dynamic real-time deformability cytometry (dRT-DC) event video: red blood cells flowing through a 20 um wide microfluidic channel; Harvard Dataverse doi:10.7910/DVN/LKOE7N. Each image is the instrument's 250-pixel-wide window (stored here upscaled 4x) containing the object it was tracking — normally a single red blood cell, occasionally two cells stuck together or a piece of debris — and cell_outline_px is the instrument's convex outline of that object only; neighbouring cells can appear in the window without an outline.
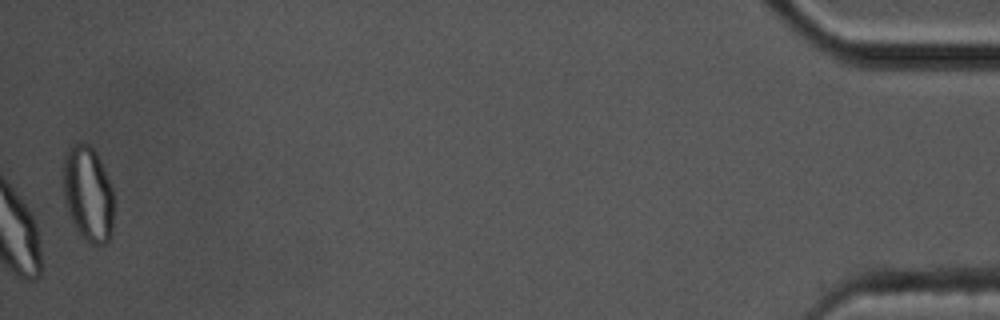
{"species": "common noctule bat (a hibernating species)", "species_latin": "Nyctalus noctula", "temperature_condition": "cold", "stored_images_in_passage": 56, "camera_frame_rate_fps": 3000, "um_per_image_px": 0.085, "animal": {"sex": "male", "body_mass_g": 17.5, "forearm_length_mm": 52.3}, "frame": {"image": 1, "passage_image": 56, "time_ms": 18.333, "image_size_px": [1000, 320], "cell_outline_px": [[112, 232], [108, 240], [104, 244], [92, 244], [80, 236], [72, 224], [64, 204], [64, 152], [72, 144], [80, 140], [88, 144], [96, 152], [100, 160], [112, 188]], "centroid_in_image_um": [7.45, 16.46], "position_along_channel_um": 427.8, "area_um2": 28.32}, "authors_computed_cell_mechanics": {"area_um2": 20.6346, "velocity_mm_per_s": 3.5315, "shape_relaxation_time_tau1_ms": 5.2052, "shape_relaxation_time_tau2_ms": 3.1219, "deformation_change_tau1": 0.1488, "deformation_change_tau2": 0.1048}}